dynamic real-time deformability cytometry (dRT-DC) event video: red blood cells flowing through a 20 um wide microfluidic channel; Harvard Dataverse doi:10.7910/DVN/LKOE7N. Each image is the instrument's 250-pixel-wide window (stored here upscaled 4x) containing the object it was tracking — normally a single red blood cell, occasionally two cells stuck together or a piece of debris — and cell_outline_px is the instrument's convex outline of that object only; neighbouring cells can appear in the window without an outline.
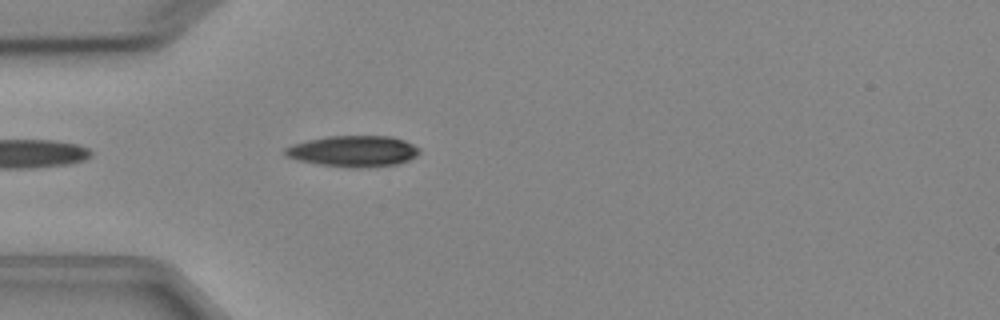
{"species": "Egyptian fruit bat (a non-hibernating species)", "species_latin": "Rousettus aegyptiacus", "temperature_condition": "cold", "stored_images_in_passage": 5, "camera_frame_rate_fps": 3000, "um_per_image_px": 0.085, "animal": {"sex": "female"}, "frame": {"image": 1, "passage_image": 5, "time_ms": 4.667, "image_size_px": [1000, 320], "cell_outline_px": [[420, 152], [416, 156], [408, 160], [396, 164], [368, 168], [356, 168], [320, 164], [300, 160], [284, 156], [284, 148], [292, 144], [308, 140], [328, 136], [388, 136], [404, 140], [420, 148]], "centroid_in_image_um": [30.04, 12.85], "position_along_channel_um": 55.0, "area_um2": 24.28}}